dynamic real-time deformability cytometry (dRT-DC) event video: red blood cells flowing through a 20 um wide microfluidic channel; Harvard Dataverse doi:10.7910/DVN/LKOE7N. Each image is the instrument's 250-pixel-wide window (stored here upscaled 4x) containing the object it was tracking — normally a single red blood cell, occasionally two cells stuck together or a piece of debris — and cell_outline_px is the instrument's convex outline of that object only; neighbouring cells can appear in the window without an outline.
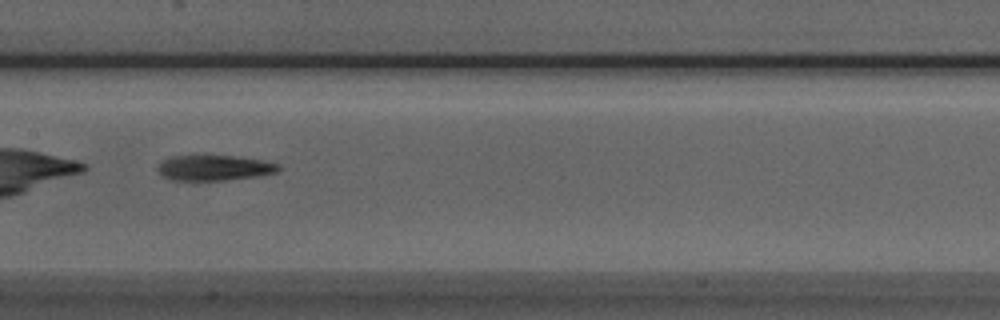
{"species": "Egyptian fruit bat (a non-hibernating species)", "species_latin": "Rousettus aegyptiacus", "temperature_condition": "room temperature", "stored_images_in_passage": 38, "camera_frame_rate_fps": 3000, "um_per_image_px": 0.085, "animal": {"sex": "male"}, "frame": {"image": 1, "passage_image": 12, "time_ms": 3.667, "image_size_px": [1000, 320], "cell_outline_px": [[284, 168], [276, 172], [260, 176], [228, 180], [172, 180], [164, 176], [156, 168], [164, 160], [172, 156], [236, 156], [264, 160], [280, 164]], "centroid_in_image_um": [18.31, 14.27], "position_along_channel_um": 189.1, "area_um2": 17.92}}
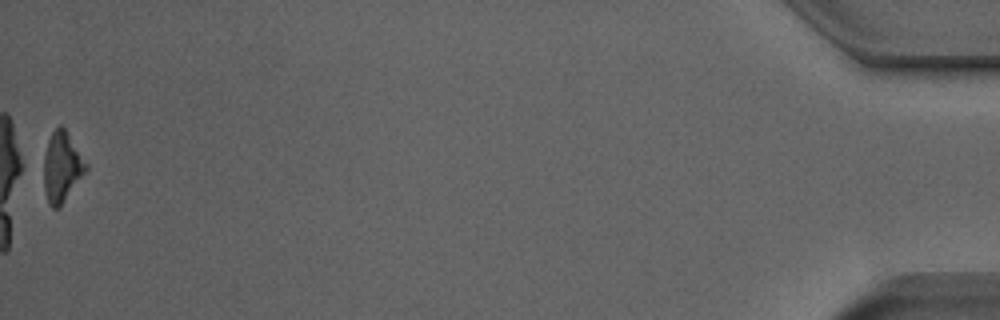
{"frame": {"image": 2, "passage_image": 38, "time_ms": 12.333, "image_size_px": [1000, 320], "cell_outline_px": [[88, 168], [60, 208], [52, 208], [48, 204], [44, 188], [44, 156], [48, 140], [52, 132], [60, 124], [64, 128], [88, 164]], "centroid_in_image_um": [5.26, 14.22], "position_along_channel_um": 429.9, "area_um2": 17.11}, "authors_computed_cell_mechanics": {"area_um2": 18.0625, "velocity_mm_per_s": 3.9804, "shape_relaxation_time_tau1_ms": 4.2319, "shape_relaxation_time_tau2_ms": null, "deformation_change_tau1": 0.1905, "deformation_change_tau2": null}}